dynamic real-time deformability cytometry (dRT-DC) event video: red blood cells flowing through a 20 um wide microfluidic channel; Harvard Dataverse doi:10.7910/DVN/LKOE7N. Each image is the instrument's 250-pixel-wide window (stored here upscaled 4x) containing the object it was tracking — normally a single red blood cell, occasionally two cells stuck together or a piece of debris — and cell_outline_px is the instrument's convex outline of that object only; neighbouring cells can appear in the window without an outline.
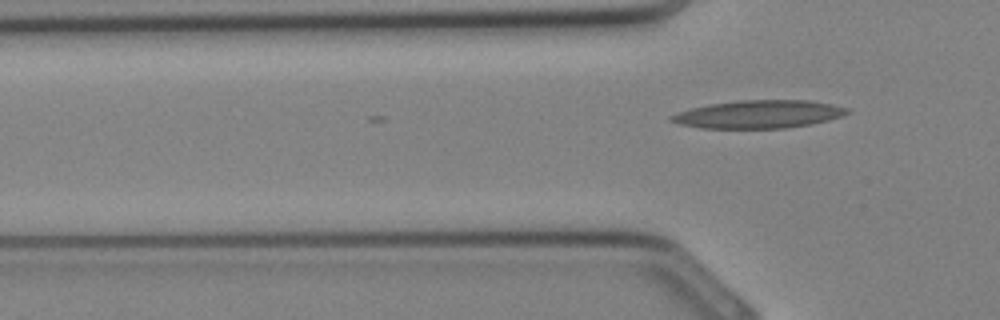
{"species": "Egyptian fruit bat (a non-hibernating species)", "species_latin": "Rousettus aegyptiacus", "temperature_condition": "cold", "stored_images_in_passage": 6, "camera_frame_rate_fps": 3000, "um_per_image_px": 0.085, "animal": {"sex": "female"}, "frame": {"image": 1, "passage_image": 6, "time_ms": 1.667, "image_size_px": [1000, 320], "cell_outline_px": [[852, 112], [828, 120], [812, 124], [784, 128], [700, 128], [680, 124], [668, 120], [668, 116], [692, 108], [712, 104], [740, 100], [808, 100], [832, 104], [848, 108]], "centroid_in_image_um": [64.51, 9.71], "position_along_channel_um": 61.3, "area_um2": 28.55}}